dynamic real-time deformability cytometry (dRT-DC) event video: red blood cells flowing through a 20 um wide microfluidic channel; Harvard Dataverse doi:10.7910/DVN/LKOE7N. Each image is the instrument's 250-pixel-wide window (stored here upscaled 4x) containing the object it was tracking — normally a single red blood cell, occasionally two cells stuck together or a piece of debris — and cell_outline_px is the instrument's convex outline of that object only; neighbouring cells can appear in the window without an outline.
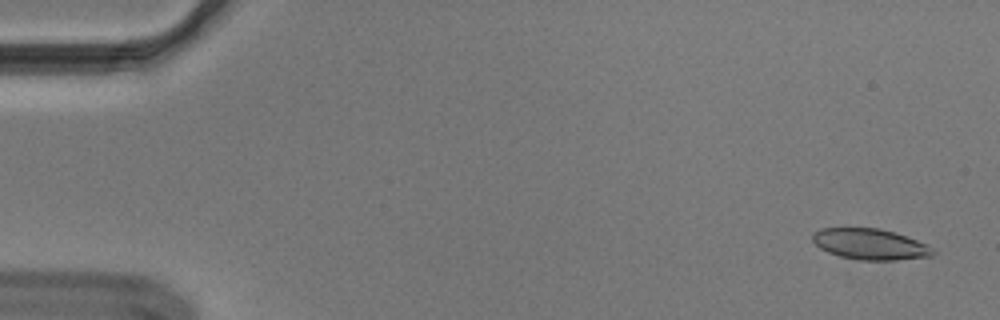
{"species": "Egyptian fruit bat (a non-hibernating species)", "species_latin": "Rousettus aegyptiacus", "temperature_condition": "cold", "stored_images_in_passage": 55, "camera_frame_rate_fps": 3000, "um_per_image_px": 0.085, "animal": {"sex": "male"}, "frame": {"image": 1, "passage_image": 3, "time_ms": 0.667, "image_size_px": [1000, 320], "cell_outline_px": [[936, 252], [932, 256], [896, 260], [860, 260], [840, 256], [828, 252], [820, 248], [812, 240], [812, 236], [820, 228], [880, 228], [896, 232], [916, 240], [932, 248]], "centroid_in_image_um": [73.96, 20.75], "position_along_channel_um": 11.0, "area_um2": 21.56}}
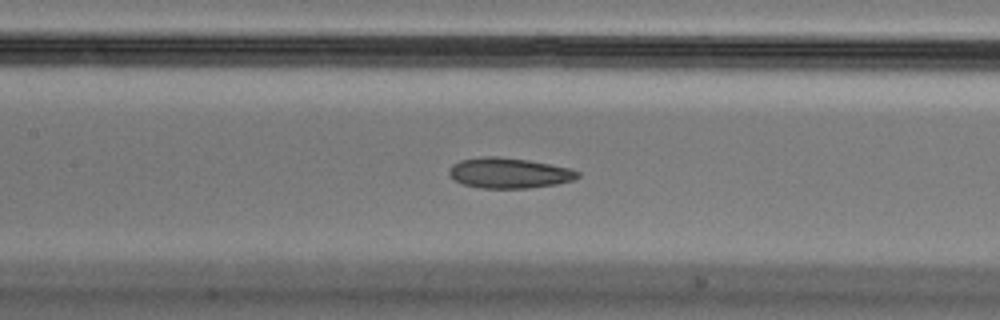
{"frame": {"image": 2, "passage_image": 26, "time_ms": 8.333, "image_size_px": [1000, 320], "cell_outline_px": [[580, 176], [572, 180], [556, 184], [528, 188], [480, 188], [464, 184], [456, 180], [448, 172], [448, 168], [452, 164], [460, 160], [480, 156], [500, 156], [528, 160], [572, 168], [580, 172]], "centroid_in_image_um": [43.27, 14.69], "position_along_channel_um": 164.1, "area_um2": 22.89}}
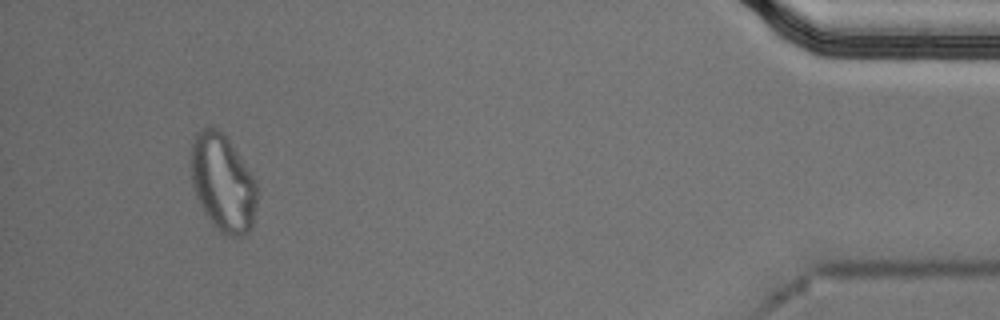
{"frame": {"image": 3, "passage_image": 52, "time_ms": 17.0, "image_size_px": [1000, 320], "cell_outline_px": [[256, 208], [252, 228], [244, 236], [224, 236], [212, 224], [204, 212], [192, 188], [192, 144], [196, 132], [204, 128], [216, 128], [224, 132], [256, 180]], "centroid_in_image_um": [18.95, 15.57], "position_along_channel_um": 416.2, "area_um2": 37.51}, "authors_computed_cell_mechanics": {"area_um2": 22.8888, "velocity_mm_per_s": 3.6582, "shape_relaxation_time_tau1_ms": null, "shape_relaxation_time_tau2_ms": 2.9764, "deformation_change_tau1": null, "deformation_change_tau2": 0.0906}}